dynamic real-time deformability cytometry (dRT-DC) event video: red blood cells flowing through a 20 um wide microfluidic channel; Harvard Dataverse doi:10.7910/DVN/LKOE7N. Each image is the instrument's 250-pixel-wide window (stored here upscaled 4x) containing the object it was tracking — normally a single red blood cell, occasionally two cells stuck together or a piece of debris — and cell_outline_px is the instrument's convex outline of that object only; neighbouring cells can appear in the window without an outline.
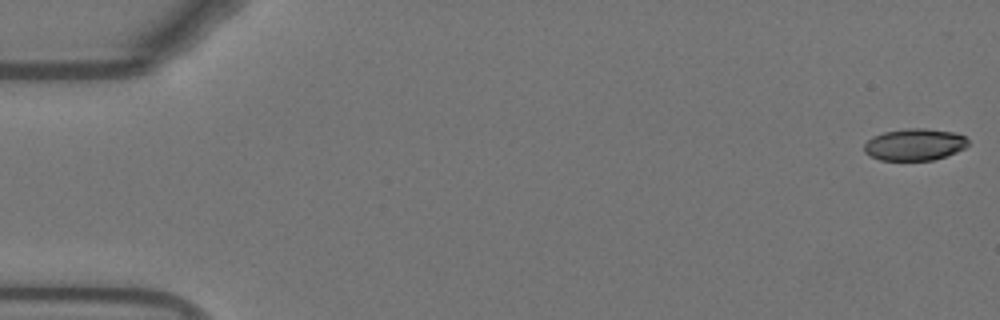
{"species": "Egyptian fruit bat (a non-hibernating species)", "species_latin": "Rousettus aegyptiacus", "temperature_condition": "warm", "stored_images_in_passage": 54, "camera_frame_rate_fps": 3000, "um_per_image_px": 0.085, "animal": {"sex": "female"}, "frame": {"image": 1, "passage_image": 1, "time_ms": 0.0, "image_size_px": [1000, 320], "cell_outline_px": [[968, 144], [964, 148], [956, 152], [932, 160], [880, 160], [864, 152], [864, 144], [872, 136], [884, 132], [908, 128], [924, 128], [956, 132], [964, 136], [968, 140]], "centroid_in_image_um": [77.74, 12.27], "position_along_channel_um": 7.3, "area_um2": 19.25}}
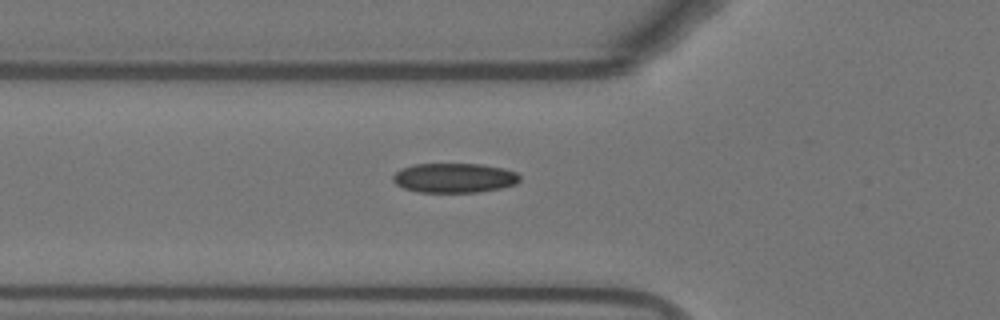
{"frame": {"image": 2, "passage_image": 19, "time_ms": 6.0, "image_size_px": [1000, 320], "cell_outline_px": [[520, 180], [516, 184], [500, 188], [480, 192], [420, 192], [404, 188], [396, 184], [392, 180], [392, 176], [396, 172], [412, 164], [480, 164], [504, 168], [516, 172], [520, 176]], "centroid_in_image_um": [38.63, 15.12], "position_along_channel_um": 87.2, "area_um2": 21.85}}
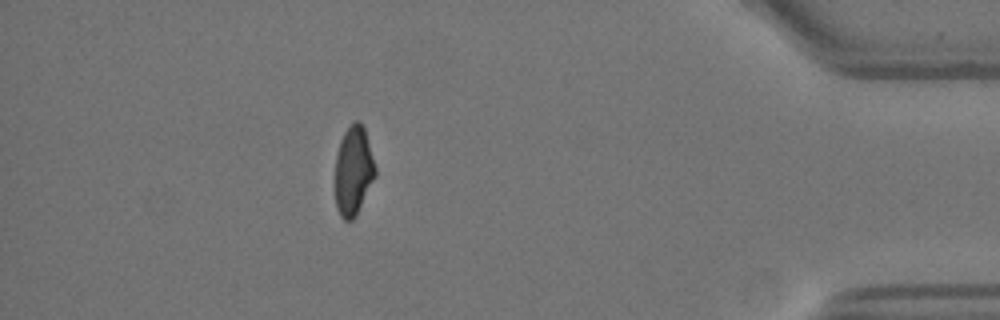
{"frame": {"image": 3, "passage_image": 48, "time_ms": 15.667, "image_size_px": [1000, 320], "cell_outline_px": [[376, 176], [356, 216], [352, 220], [344, 220], [340, 216], [336, 208], [336, 156], [340, 140], [344, 132], [356, 120], [360, 120], [364, 128], [376, 168]], "centroid_in_image_um": [30.05, 14.54], "position_along_channel_um": 405.2, "area_um2": 20.75}, "authors_computed_cell_mechanics": {"area_um2": 21.386, "velocity_mm_per_s": 3.7755, "shape_relaxation_time_tau1_ms": 10.7427, "shape_relaxation_time_tau2_ms": 1.7131, "deformation_change_tau1": 0.233, "deformation_change_tau2": 0.0751}}